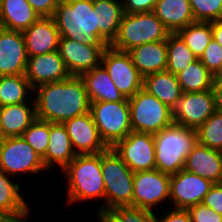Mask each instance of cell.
<instances>
[{"instance_id": "obj_11", "label": "cell", "mask_w": 222, "mask_h": 222, "mask_svg": "<svg viewBox=\"0 0 222 222\" xmlns=\"http://www.w3.org/2000/svg\"><path fill=\"white\" fill-rule=\"evenodd\" d=\"M170 199V175L158 169L135 172L132 207L155 212L154 208Z\"/></svg>"}, {"instance_id": "obj_1", "label": "cell", "mask_w": 222, "mask_h": 222, "mask_svg": "<svg viewBox=\"0 0 222 222\" xmlns=\"http://www.w3.org/2000/svg\"><path fill=\"white\" fill-rule=\"evenodd\" d=\"M33 93H36L34 101L37 119L63 123L90 112L91 103L80 76H70L60 82L38 86Z\"/></svg>"}, {"instance_id": "obj_19", "label": "cell", "mask_w": 222, "mask_h": 222, "mask_svg": "<svg viewBox=\"0 0 222 222\" xmlns=\"http://www.w3.org/2000/svg\"><path fill=\"white\" fill-rule=\"evenodd\" d=\"M22 34L28 57L58 50L60 35L52 17H40Z\"/></svg>"}, {"instance_id": "obj_6", "label": "cell", "mask_w": 222, "mask_h": 222, "mask_svg": "<svg viewBox=\"0 0 222 222\" xmlns=\"http://www.w3.org/2000/svg\"><path fill=\"white\" fill-rule=\"evenodd\" d=\"M170 31L152 12L124 13L119 31L110 46L128 52L145 43L167 40Z\"/></svg>"}, {"instance_id": "obj_47", "label": "cell", "mask_w": 222, "mask_h": 222, "mask_svg": "<svg viewBox=\"0 0 222 222\" xmlns=\"http://www.w3.org/2000/svg\"><path fill=\"white\" fill-rule=\"evenodd\" d=\"M30 214L22 216H0V222H26Z\"/></svg>"}, {"instance_id": "obj_30", "label": "cell", "mask_w": 222, "mask_h": 222, "mask_svg": "<svg viewBox=\"0 0 222 222\" xmlns=\"http://www.w3.org/2000/svg\"><path fill=\"white\" fill-rule=\"evenodd\" d=\"M32 92L34 89L25 75L0 76V107L28 102Z\"/></svg>"}, {"instance_id": "obj_17", "label": "cell", "mask_w": 222, "mask_h": 222, "mask_svg": "<svg viewBox=\"0 0 222 222\" xmlns=\"http://www.w3.org/2000/svg\"><path fill=\"white\" fill-rule=\"evenodd\" d=\"M70 76L58 50L28 57L25 77L33 89L44 84L60 82Z\"/></svg>"}, {"instance_id": "obj_24", "label": "cell", "mask_w": 222, "mask_h": 222, "mask_svg": "<svg viewBox=\"0 0 222 222\" xmlns=\"http://www.w3.org/2000/svg\"><path fill=\"white\" fill-rule=\"evenodd\" d=\"M98 19V41L106 47L116 38L124 9L123 3L116 0H94Z\"/></svg>"}, {"instance_id": "obj_5", "label": "cell", "mask_w": 222, "mask_h": 222, "mask_svg": "<svg viewBox=\"0 0 222 222\" xmlns=\"http://www.w3.org/2000/svg\"><path fill=\"white\" fill-rule=\"evenodd\" d=\"M101 173L105 186V199L101 207H132L134 172L113 148L101 152Z\"/></svg>"}, {"instance_id": "obj_34", "label": "cell", "mask_w": 222, "mask_h": 222, "mask_svg": "<svg viewBox=\"0 0 222 222\" xmlns=\"http://www.w3.org/2000/svg\"><path fill=\"white\" fill-rule=\"evenodd\" d=\"M196 131L199 143L222 151V112L216 110Z\"/></svg>"}, {"instance_id": "obj_39", "label": "cell", "mask_w": 222, "mask_h": 222, "mask_svg": "<svg viewBox=\"0 0 222 222\" xmlns=\"http://www.w3.org/2000/svg\"><path fill=\"white\" fill-rule=\"evenodd\" d=\"M192 222H222V215L199 203L187 209Z\"/></svg>"}, {"instance_id": "obj_42", "label": "cell", "mask_w": 222, "mask_h": 222, "mask_svg": "<svg viewBox=\"0 0 222 222\" xmlns=\"http://www.w3.org/2000/svg\"><path fill=\"white\" fill-rule=\"evenodd\" d=\"M40 17H52L59 0H27Z\"/></svg>"}, {"instance_id": "obj_36", "label": "cell", "mask_w": 222, "mask_h": 222, "mask_svg": "<svg viewBox=\"0 0 222 222\" xmlns=\"http://www.w3.org/2000/svg\"><path fill=\"white\" fill-rule=\"evenodd\" d=\"M195 21L222 19V0H189Z\"/></svg>"}, {"instance_id": "obj_45", "label": "cell", "mask_w": 222, "mask_h": 222, "mask_svg": "<svg viewBox=\"0 0 222 222\" xmlns=\"http://www.w3.org/2000/svg\"><path fill=\"white\" fill-rule=\"evenodd\" d=\"M97 217L100 222H122L119 215L113 209L99 207Z\"/></svg>"}, {"instance_id": "obj_13", "label": "cell", "mask_w": 222, "mask_h": 222, "mask_svg": "<svg viewBox=\"0 0 222 222\" xmlns=\"http://www.w3.org/2000/svg\"><path fill=\"white\" fill-rule=\"evenodd\" d=\"M216 111L212 89L183 93L172 109L173 123L197 130Z\"/></svg>"}, {"instance_id": "obj_18", "label": "cell", "mask_w": 222, "mask_h": 222, "mask_svg": "<svg viewBox=\"0 0 222 222\" xmlns=\"http://www.w3.org/2000/svg\"><path fill=\"white\" fill-rule=\"evenodd\" d=\"M27 61L22 31L0 27V76L25 75Z\"/></svg>"}, {"instance_id": "obj_38", "label": "cell", "mask_w": 222, "mask_h": 222, "mask_svg": "<svg viewBox=\"0 0 222 222\" xmlns=\"http://www.w3.org/2000/svg\"><path fill=\"white\" fill-rule=\"evenodd\" d=\"M113 210L119 215L122 222H156V212L126 206L116 207Z\"/></svg>"}, {"instance_id": "obj_29", "label": "cell", "mask_w": 222, "mask_h": 222, "mask_svg": "<svg viewBox=\"0 0 222 222\" xmlns=\"http://www.w3.org/2000/svg\"><path fill=\"white\" fill-rule=\"evenodd\" d=\"M0 170V216H22L30 214V206L21 195L20 183H15Z\"/></svg>"}, {"instance_id": "obj_35", "label": "cell", "mask_w": 222, "mask_h": 222, "mask_svg": "<svg viewBox=\"0 0 222 222\" xmlns=\"http://www.w3.org/2000/svg\"><path fill=\"white\" fill-rule=\"evenodd\" d=\"M43 158L50 137V122L36 119L21 136Z\"/></svg>"}, {"instance_id": "obj_32", "label": "cell", "mask_w": 222, "mask_h": 222, "mask_svg": "<svg viewBox=\"0 0 222 222\" xmlns=\"http://www.w3.org/2000/svg\"><path fill=\"white\" fill-rule=\"evenodd\" d=\"M197 59L177 33L169 34L167 38V71L176 75Z\"/></svg>"}, {"instance_id": "obj_48", "label": "cell", "mask_w": 222, "mask_h": 222, "mask_svg": "<svg viewBox=\"0 0 222 222\" xmlns=\"http://www.w3.org/2000/svg\"><path fill=\"white\" fill-rule=\"evenodd\" d=\"M215 77H222V66L220 72Z\"/></svg>"}, {"instance_id": "obj_31", "label": "cell", "mask_w": 222, "mask_h": 222, "mask_svg": "<svg viewBox=\"0 0 222 222\" xmlns=\"http://www.w3.org/2000/svg\"><path fill=\"white\" fill-rule=\"evenodd\" d=\"M176 76L183 93L212 89L214 76L199 59Z\"/></svg>"}, {"instance_id": "obj_16", "label": "cell", "mask_w": 222, "mask_h": 222, "mask_svg": "<svg viewBox=\"0 0 222 222\" xmlns=\"http://www.w3.org/2000/svg\"><path fill=\"white\" fill-rule=\"evenodd\" d=\"M76 155L98 154L109 147L102 140L90 112L63 122Z\"/></svg>"}, {"instance_id": "obj_15", "label": "cell", "mask_w": 222, "mask_h": 222, "mask_svg": "<svg viewBox=\"0 0 222 222\" xmlns=\"http://www.w3.org/2000/svg\"><path fill=\"white\" fill-rule=\"evenodd\" d=\"M213 182L185 169L170 175V199L174 209H184L202 203Z\"/></svg>"}, {"instance_id": "obj_9", "label": "cell", "mask_w": 222, "mask_h": 222, "mask_svg": "<svg viewBox=\"0 0 222 222\" xmlns=\"http://www.w3.org/2000/svg\"><path fill=\"white\" fill-rule=\"evenodd\" d=\"M0 170L9 176L48 171L42 157L21 137H6L0 142ZM21 173V174H20Z\"/></svg>"}, {"instance_id": "obj_22", "label": "cell", "mask_w": 222, "mask_h": 222, "mask_svg": "<svg viewBox=\"0 0 222 222\" xmlns=\"http://www.w3.org/2000/svg\"><path fill=\"white\" fill-rule=\"evenodd\" d=\"M128 53L143 77L166 70L167 40L145 43L130 49Z\"/></svg>"}, {"instance_id": "obj_37", "label": "cell", "mask_w": 222, "mask_h": 222, "mask_svg": "<svg viewBox=\"0 0 222 222\" xmlns=\"http://www.w3.org/2000/svg\"><path fill=\"white\" fill-rule=\"evenodd\" d=\"M199 60L215 77L222 66V46L213 38Z\"/></svg>"}, {"instance_id": "obj_7", "label": "cell", "mask_w": 222, "mask_h": 222, "mask_svg": "<svg viewBox=\"0 0 222 222\" xmlns=\"http://www.w3.org/2000/svg\"><path fill=\"white\" fill-rule=\"evenodd\" d=\"M128 101L134 132L155 134L173 123L172 109L143 88Z\"/></svg>"}, {"instance_id": "obj_21", "label": "cell", "mask_w": 222, "mask_h": 222, "mask_svg": "<svg viewBox=\"0 0 222 222\" xmlns=\"http://www.w3.org/2000/svg\"><path fill=\"white\" fill-rule=\"evenodd\" d=\"M31 102L32 100H29L20 104L0 107V133L2 138L22 136L37 119L35 101Z\"/></svg>"}, {"instance_id": "obj_40", "label": "cell", "mask_w": 222, "mask_h": 222, "mask_svg": "<svg viewBox=\"0 0 222 222\" xmlns=\"http://www.w3.org/2000/svg\"><path fill=\"white\" fill-rule=\"evenodd\" d=\"M202 203L222 215V185L214 183Z\"/></svg>"}, {"instance_id": "obj_41", "label": "cell", "mask_w": 222, "mask_h": 222, "mask_svg": "<svg viewBox=\"0 0 222 222\" xmlns=\"http://www.w3.org/2000/svg\"><path fill=\"white\" fill-rule=\"evenodd\" d=\"M157 0H124V13H142L154 11Z\"/></svg>"}, {"instance_id": "obj_20", "label": "cell", "mask_w": 222, "mask_h": 222, "mask_svg": "<svg viewBox=\"0 0 222 222\" xmlns=\"http://www.w3.org/2000/svg\"><path fill=\"white\" fill-rule=\"evenodd\" d=\"M184 169L202 178L220 183L222 178V151L197 142L187 155Z\"/></svg>"}, {"instance_id": "obj_43", "label": "cell", "mask_w": 222, "mask_h": 222, "mask_svg": "<svg viewBox=\"0 0 222 222\" xmlns=\"http://www.w3.org/2000/svg\"><path fill=\"white\" fill-rule=\"evenodd\" d=\"M170 210L169 213H164L165 216L158 219L156 215V222H192L190 215L187 210L174 209Z\"/></svg>"}, {"instance_id": "obj_14", "label": "cell", "mask_w": 222, "mask_h": 222, "mask_svg": "<svg viewBox=\"0 0 222 222\" xmlns=\"http://www.w3.org/2000/svg\"><path fill=\"white\" fill-rule=\"evenodd\" d=\"M106 46L103 43H80L69 38H60L58 51L71 76H81L101 64Z\"/></svg>"}, {"instance_id": "obj_3", "label": "cell", "mask_w": 222, "mask_h": 222, "mask_svg": "<svg viewBox=\"0 0 222 222\" xmlns=\"http://www.w3.org/2000/svg\"><path fill=\"white\" fill-rule=\"evenodd\" d=\"M52 18L60 38L100 43L94 0H59Z\"/></svg>"}, {"instance_id": "obj_12", "label": "cell", "mask_w": 222, "mask_h": 222, "mask_svg": "<svg viewBox=\"0 0 222 222\" xmlns=\"http://www.w3.org/2000/svg\"><path fill=\"white\" fill-rule=\"evenodd\" d=\"M112 148L134 173L155 169L153 134L131 131Z\"/></svg>"}, {"instance_id": "obj_28", "label": "cell", "mask_w": 222, "mask_h": 222, "mask_svg": "<svg viewBox=\"0 0 222 222\" xmlns=\"http://www.w3.org/2000/svg\"><path fill=\"white\" fill-rule=\"evenodd\" d=\"M153 12L170 33L195 22L189 0H157Z\"/></svg>"}, {"instance_id": "obj_25", "label": "cell", "mask_w": 222, "mask_h": 222, "mask_svg": "<svg viewBox=\"0 0 222 222\" xmlns=\"http://www.w3.org/2000/svg\"><path fill=\"white\" fill-rule=\"evenodd\" d=\"M84 82L90 103L92 102H118L125 97L115 87L107 70L102 64L80 76Z\"/></svg>"}, {"instance_id": "obj_33", "label": "cell", "mask_w": 222, "mask_h": 222, "mask_svg": "<svg viewBox=\"0 0 222 222\" xmlns=\"http://www.w3.org/2000/svg\"><path fill=\"white\" fill-rule=\"evenodd\" d=\"M176 33L198 59L213 39L211 22L195 21Z\"/></svg>"}, {"instance_id": "obj_27", "label": "cell", "mask_w": 222, "mask_h": 222, "mask_svg": "<svg viewBox=\"0 0 222 222\" xmlns=\"http://www.w3.org/2000/svg\"><path fill=\"white\" fill-rule=\"evenodd\" d=\"M143 89L173 109L183 92L177 76L167 70L143 77Z\"/></svg>"}, {"instance_id": "obj_4", "label": "cell", "mask_w": 222, "mask_h": 222, "mask_svg": "<svg viewBox=\"0 0 222 222\" xmlns=\"http://www.w3.org/2000/svg\"><path fill=\"white\" fill-rule=\"evenodd\" d=\"M155 169L169 175L184 169L187 155L198 142L197 131L172 123L153 134Z\"/></svg>"}, {"instance_id": "obj_23", "label": "cell", "mask_w": 222, "mask_h": 222, "mask_svg": "<svg viewBox=\"0 0 222 222\" xmlns=\"http://www.w3.org/2000/svg\"><path fill=\"white\" fill-rule=\"evenodd\" d=\"M70 137L63 123L50 122V137L46 155L42 158L46 169L57 165L61 171L75 158Z\"/></svg>"}, {"instance_id": "obj_26", "label": "cell", "mask_w": 222, "mask_h": 222, "mask_svg": "<svg viewBox=\"0 0 222 222\" xmlns=\"http://www.w3.org/2000/svg\"><path fill=\"white\" fill-rule=\"evenodd\" d=\"M40 16L27 0L0 1V27L7 30L24 31Z\"/></svg>"}, {"instance_id": "obj_46", "label": "cell", "mask_w": 222, "mask_h": 222, "mask_svg": "<svg viewBox=\"0 0 222 222\" xmlns=\"http://www.w3.org/2000/svg\"><path fill=\"white\" fill-rule=\"evenodd\" d=\"M213 38L222 46V19L211 22Z\"/></svg>"}, {"instance_id": "obj_8", "label": "cell", "mask_w": 222, "mask_h": 222, "mask_svg": "<svg viewBox=\"0 0 222 222\" xmlns=\"http://www.w3.org/2000/svg\"><path fill=\"white\" fill-rule=\"evenodd\" d=\"M90 113L102 140L109 148L132 131L128 98L118 102H92Z\"/></svg>"}, {"instance_id": "obj_10", "label": "cell", "mask_w": 222, "mask_h": 222, "mask_svg": "<svg viewBox=\"0 0 222 222\" xmlns=\"http://www.w3.org/2000/svg\"><path fill=\"white\" fill-rule=\"evenodd\" d=\"M101 64L125 98L133 97L143 88V76L134 66L128 52L107 46L103 51Z\"/></svg>"}, {"instance_id": "obj_44", "label": "cell", "mask_w": 222, "mask_h": 222, "mask_svg": "<svg viewBox=\"0 0 222 222\" xmlns=\"http://www.w3.org/2000/svg\"><path fill=\"white\" fill-rule=\"evenodd\" d=\"M212 91L214 95L215 108L222 112V77H214Z\"/></svg>"}, {"instance_id": "obj_2", "label": "cell", "mask_w": 222, "mask_h": 222, "mask_svg": "<svg viewBox=\"0 0 222 222\" xmlns=\"http://www.w3.org/2000/svg\"><path fill=\"white\" fill-rule=\"evenodd\" d=\"M61 172L66 175L68 204L105 199L101 153L76 155Z\"/></svg>"}]
</instances>
